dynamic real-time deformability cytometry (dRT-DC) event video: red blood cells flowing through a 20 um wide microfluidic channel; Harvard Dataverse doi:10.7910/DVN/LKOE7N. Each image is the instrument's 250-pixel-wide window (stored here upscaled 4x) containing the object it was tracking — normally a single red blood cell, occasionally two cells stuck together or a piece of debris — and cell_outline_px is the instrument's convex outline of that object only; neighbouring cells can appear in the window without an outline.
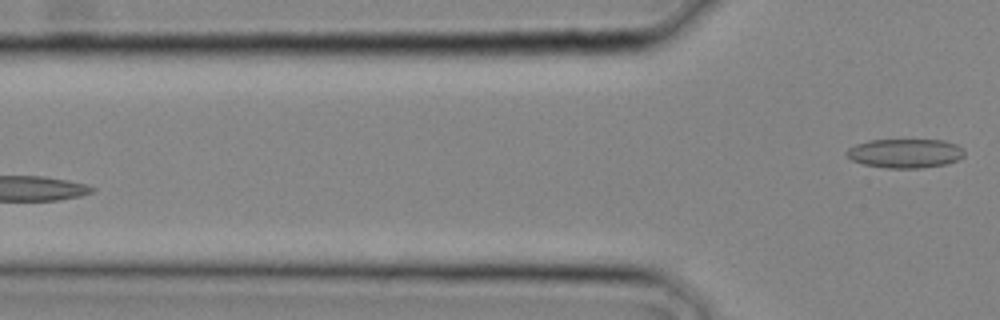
{"species": "common noctule bat (a hibernating species)", "species_latin": "Nyctalus noctula", "temperature_condition": "cold", "stored_images_in_passage": 3, "camera_frame_rate_fps": 3000, "um_per_image_px": 0.085, "animal": {"sex": "male", "body_mass_g": 20.4}, "frame": {"image": 1, "passage_image": 3, "time_ms": 0.667, "image_size_px": [1000, 320], "cell_outline_px": [[964, 156], [956, 160], [944, 164], [920, 168], [884, 168], [864, 164], [852, 160], [844, 152], [848, 148], [856, 144], [868, 140], [944, 140], [956, 144], [964, 148]], "centroid_in_image_um": [76.92, 13.02], "position_along_channel_um": 48.9, "area_um2": 20.0}}